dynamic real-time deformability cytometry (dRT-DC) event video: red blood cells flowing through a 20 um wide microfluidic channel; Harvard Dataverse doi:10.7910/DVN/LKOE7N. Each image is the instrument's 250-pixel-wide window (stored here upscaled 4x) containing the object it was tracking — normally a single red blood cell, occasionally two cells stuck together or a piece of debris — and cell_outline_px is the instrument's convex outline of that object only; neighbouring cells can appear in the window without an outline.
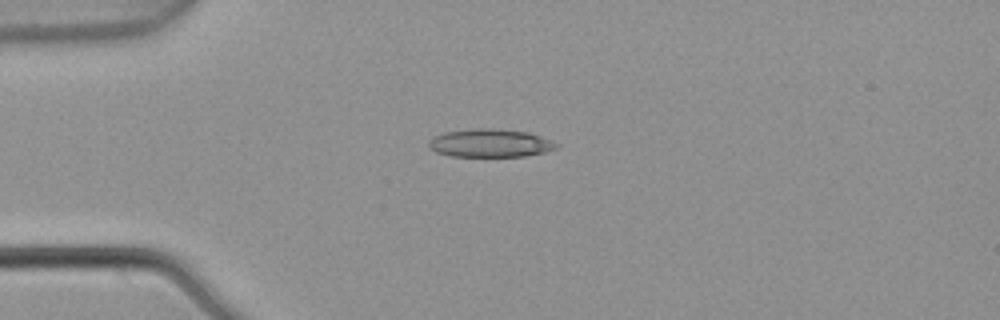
{"species": "common noctule bat (a hibernating species)", "species_latin": "Nyctalus noctula", "temperature_condition": "warm", "stored_images_in_passage": 3, "camera_frame_rate_fps": 3000, "um_per_image_px": 0.085, "animal": {"sex": "male", "body_mass_g": 21.5, "forearm_length_mm": 52.0}, "frame": {"image": 1, "passage_image": 1, "time_ms": 0.0, "image_size_px": [1000, 320], "cell_outline_px": [[560, 144], [556, 148], [544, 152], [524, 156], [452, 156], [436, 152], [428, 148], [428, 140], [444, 132], [472, 128], [492, 128], [528, 132], [540, 136]], "centroid_in_image_um": [41.64, 12.16], "position_along_channel_um": 43.4, "area_um2": 20.92}}
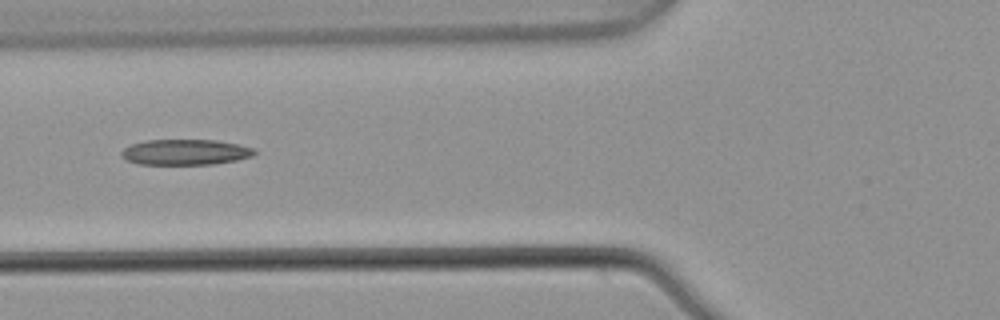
{"frame": {"image": 2, "passage_image": 3, "time_ms": 0.667, "image_size_px": [1000, 320], "cell_outline_px": [[256, 152], [252, 156], [236, 160], [212, 164], [140, 164], [128, 160], [120, 152], [124, 148], [132, 144], [148, 140], [216, 140], [256, 148]], "centroid_in_image_um": [15.79, 12.92], "position_along_channel_um": 110.0, "area_um2": 19.59}}